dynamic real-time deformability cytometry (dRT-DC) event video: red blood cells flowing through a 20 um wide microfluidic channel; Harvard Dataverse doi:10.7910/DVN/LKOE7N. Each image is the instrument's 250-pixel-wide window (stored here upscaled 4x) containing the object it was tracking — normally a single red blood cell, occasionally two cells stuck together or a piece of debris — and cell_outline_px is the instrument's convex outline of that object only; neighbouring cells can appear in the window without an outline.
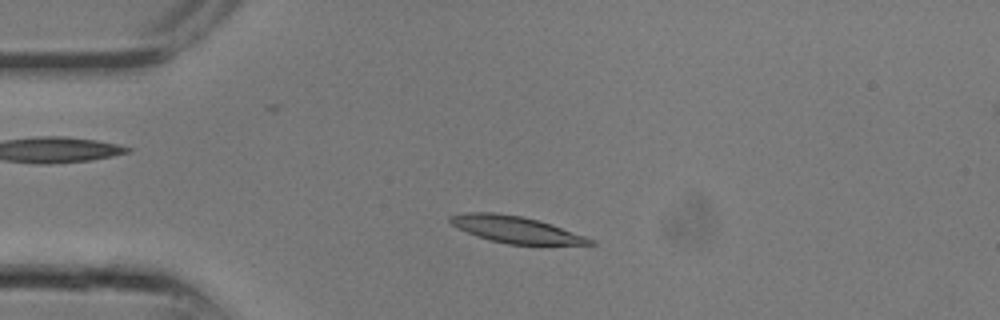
{"species": "common noctule bat (a hibernating species)", "species_latin": "Nyctalus noctula", "temperature_condition": "room temperature", "stored_images_in_passage": 12, "camera_frame_rate_fps": 3000, "um_per_image_px": 0.085, "animal": {"sex": "male", "body_mass_g": 13.3}, "frame": {"image": 1, "passage_image": 4, "time_ms": 1.0, "image_size_px": [1000, 320], "cell_outline_px": [[596, 244], [508, 244], [476, 236], [452, 224], [448, 220], [448, 216], [464, 212], [496, 212], [520, 216], [536, 220], [596, 240]], "centroid_in_image_um": [43.77, 19.49], "position_along_channel_um": 41.2, "area_um2": 21.15}}
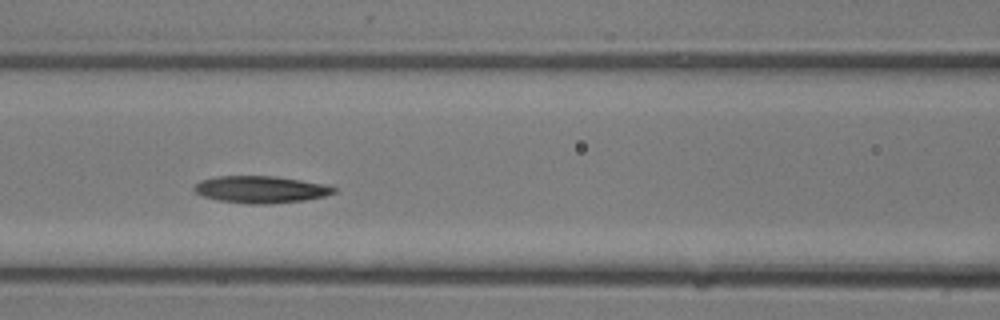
{"frame": {"image": 2, "passage_image": 9, "time_ms": 2.667, "image_size_px": [1000, 320], "cell_outline_px": [[336, 192], [324, 196], [304, 200], [268, 204], [248, 204], [220, 200], [204, 196], [196, 192], [192, 188], [200, 180], [216, 176], [276, 176], [300, 180], [320, 184], [336, 188]], "centroid_in_image_um": [22.13, 16.1], "position_along_channel_um": 144.5, "area_um2": 21.73}}
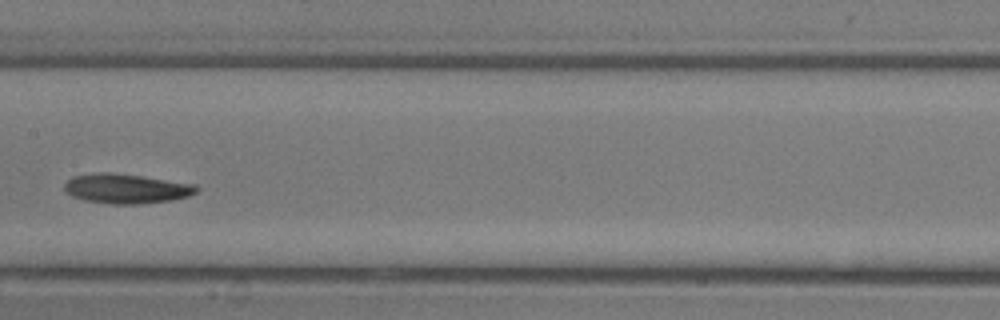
{"frame": {"image": 3, "passage_image": 11, "time_ms": 3.333, "image_size_px": [1000, 320], "cell_outline_px": [[200, 188], [196, 192], [188, 196], [172, 200], [140, 204], [112, 204], [84, 200], [72, 196], [64, 188], [64, 184], [72, 176], [100, 172], [112, 172], [196, 184]], "centroid_in_image_um": [10.74, 16.03], "position_along_channel_um": 196.7, "area_um2": 22.77}}